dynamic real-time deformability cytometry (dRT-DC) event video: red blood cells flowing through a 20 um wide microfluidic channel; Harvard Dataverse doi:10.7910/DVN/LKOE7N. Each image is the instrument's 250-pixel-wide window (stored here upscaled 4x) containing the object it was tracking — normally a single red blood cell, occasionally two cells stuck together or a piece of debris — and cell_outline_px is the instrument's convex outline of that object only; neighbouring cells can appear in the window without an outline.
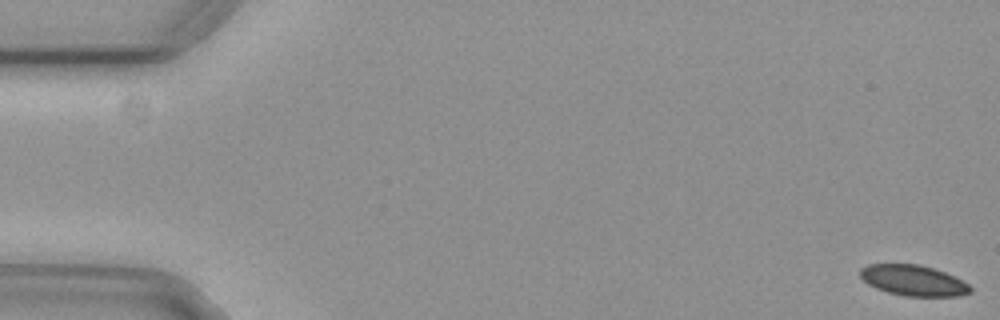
{"species": "common noctule bat (a hibernating species)", "species_latin": "Nyctalus noctula", "temperature_condition": "cold", "stored_images_in_passage": 56, "camera_frame_rate_fps": 3000, "um_per_image_px": 0.085, "animal": {"sex": "female", "body_mass_g": 29.2, "forearm_length_mm": 56.3}, "frame": {"image": 1, "passage_image": 1, "time_ms": 0.0, "image_size_px": [1000, 320], "cell_outline_px": [[972, 292], [956, 296], [904, 296], [888, 292], [876, 288], [868, 284], [860, 276], [860, 268], [868, 264], [920, 264], [944, 272], [968, 284], [972, 288]], "centroid_in_image_um": [77.61, 23.83], "position_along_channel_um": 7.4, "area_um2": 19.54}}
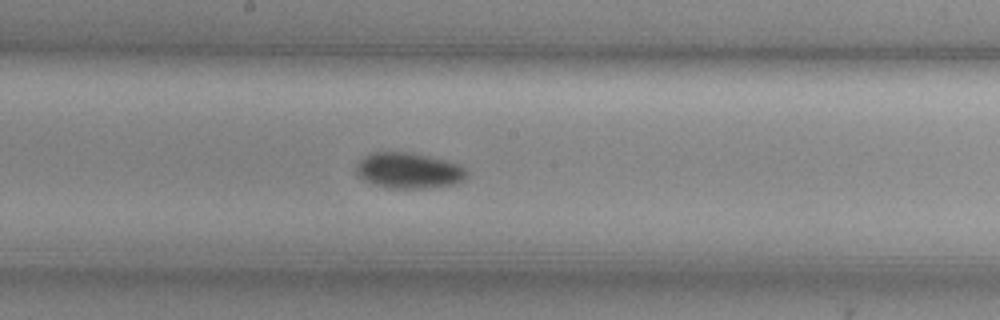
{"frame": {"image": 2, "passage_image": 30, "time_ms": 9.667, "image_size_px": [1000, 320], "cell_outline_px": [[468, 176], [464, 180], [456, 184], [428, 188], [388, 188], [372, 184], [356, 176], [356, 164], [364, 156], [372, 152], [412, 152], [460, 164], [468, 172]], "centroid_in_image_um": [34.74, 14.5], "position_along_channel_um": 213.5, "area_um2": 23.35}}
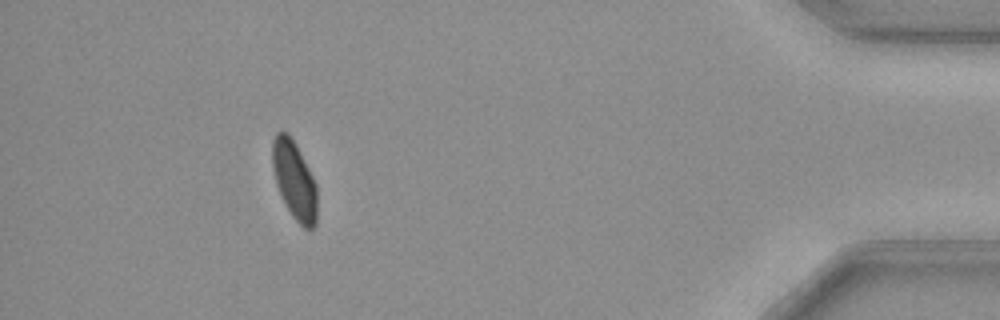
{"frame": {"image": 3, "passage_image": 51, "time_ms": 16.667, "image_size_px": [1000, 320], "cell_outline_px": [[316, 224], [312, 228], [304, 228], [292, 216], [276, 184], [272, 168], [272, 140], [276, 132], [288, 132], [296, 144], [316, 184]], "centroid_in_image_um": [25.0, 15.28], "position_along_channel_um": 410.2, "area_um2": 20.11}, "authors_computed_cell_mechanics": {"area_um2": 21.5594, "velocity_mm_per_s": 3.701, "shape_relaxation_time_tau1_ms": 3.6973, "shape_relaxation_time_tau2_ms": null, "deformation_change_tau1": 0.072, "deformation_change_tau2": null}}